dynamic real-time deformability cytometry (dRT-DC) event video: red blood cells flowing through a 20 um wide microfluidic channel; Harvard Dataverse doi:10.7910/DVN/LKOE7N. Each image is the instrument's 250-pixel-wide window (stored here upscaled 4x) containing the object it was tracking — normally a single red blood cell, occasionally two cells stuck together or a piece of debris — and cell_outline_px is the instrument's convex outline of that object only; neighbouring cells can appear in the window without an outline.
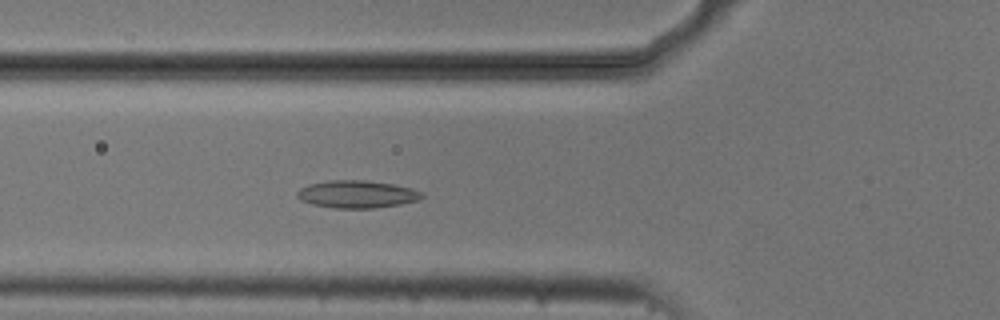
{"species": "common noctule bat (a hibernating species)", "species_latin": "Nyctalus noctula", "temperature_condition": "cold", "stored_images_in_passage": 53, "camera_frame_rate_fps": 3000, "um_per_image_px": 0.085, "animal": {"sex": "male", "body_mass_g": 20.5, "forearm_length_mm": 52.5}, "frame": {"image": 1, "passage_image": 19, "time_ms": 6.0, "image_size_px": [1000, 320], "cell_outline_px": [[424, 196], [416, 200], [400, 204], [372, 208], [332, 208], [312, 204], [300, 200], [296, 196], [296, 192], [300, 188], [308, 184], [328, 180], [368, 180], [392, 184], [412, 188], [420, 192]], "centroid_in_image_um": [30.28, 16.5], "position_along_channel_um": 95.5, "area_um2": 20.0}}
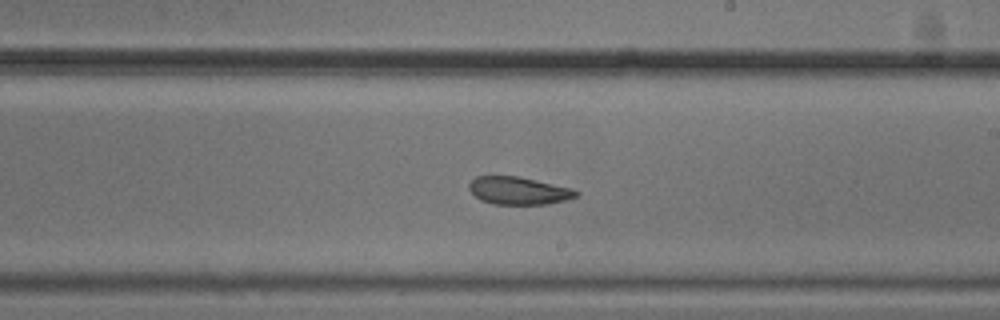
{"frame": {"image": 2, "passage_image": 31, "time_ms": 10.0, "image_size_px": [1000, 320], "cell_outline_px": [[580, 192], [576, 196], [568, 200], [548, 204], [492, 204], [480, 200], [468, 188], [468, 184], [476, 176], [516, 176], [572, 188]], "centroid_in_image_um": [44.08, 16.21], "position_along_channel_um": 244.9, "area_um2": 17.22}}
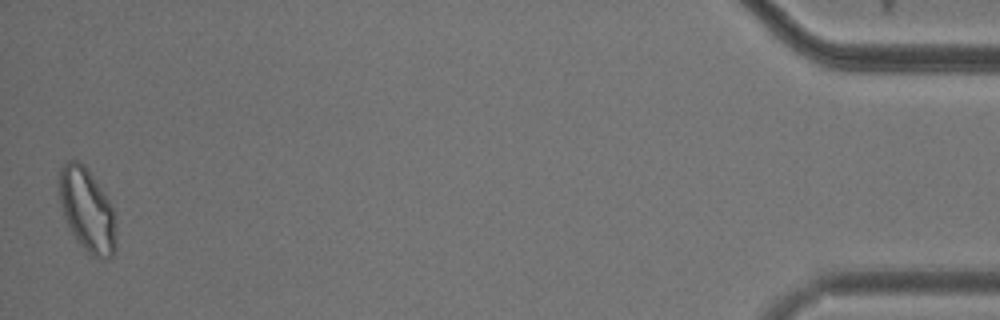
{"frame": {"image": 3, "passage_image": 53, "time_ms": 17.333, "image_size_px": [1000, 320], "cell_outline_px": [[116, 248], [112, 260], [100, 260], [92, 256], [76, 240], [64, 216], [60, 204], [60, 168], [64, 160], [76, 160], [84, 164], [88, 168], [108, 200], [112, 208], [116, 228]], "centroid_in_image_um": [7.43, 17.89], "position_along_channel_um": 427.8, "area_um2": 27.74}, "authors_computed_cell_mechanics": {"area_um2": 20.4034, "velocity_mm_per_s": 3.7268, "shape_relaxation_time_tau1_ms": null, "shape_relaxation_time_tau2_ms": 3.7274, "deformation_change_tau1": null, "deformation_change_tau2": 0.0942}}